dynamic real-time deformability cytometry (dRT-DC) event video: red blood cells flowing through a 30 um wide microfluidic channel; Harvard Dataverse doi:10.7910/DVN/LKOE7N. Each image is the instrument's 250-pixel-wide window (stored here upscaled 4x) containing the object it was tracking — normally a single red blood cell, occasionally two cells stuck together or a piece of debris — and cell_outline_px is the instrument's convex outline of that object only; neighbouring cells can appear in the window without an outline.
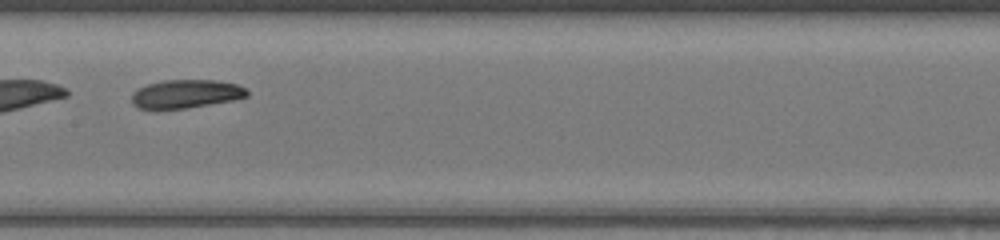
{"species": "common noctule bat (a hibernating species)", "species_latin": "Nyctalus noctula", "temperature_condition": "warm", "stored_images_in_passage": 34, "camera_frame_rate_fps": 3000, "um_per_image_px": 0.085, "animal": {"sex": "female", "body_mass_g": 17.0, "forearm_length_mm": 48.0}, "frame": {"image": 1, "passage_image": 15, "time_ms": 4.667, "image_size_px": [1000, 240], "cell_outline_px": [[248, 96], [232, 100], [184, 108], [140, 108], [132, 104], [132, 92], [148, 84], [164, 80], [216, 80], [236, 84], [244, 88], [248, 92]], "centroid_in_image_um": [15.8, 7.96], "position_along_channel_um": 191.6, "area_um2": 18.73}}